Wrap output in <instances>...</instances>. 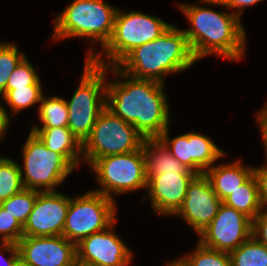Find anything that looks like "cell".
Listing matches in <instances>:
<instances>
[{"mask_svg": "<svg viewBox=\"0 0 267 266\" xmlns=\"http://www.w3.org/2000/svg\"><path fill=\"white\" fill-rule=\"evenodd\" d=\"M112 67L116 75L130 79L106 84V108L132 124L144 138H159L169 127L170 118L164 84L133 78Z\"/></svg>", "mask_w": 267, "mask_h": 266, "instance_id": "obj_1", "label": "cell"}, {"mask_svg": "<svg viewBox=\"0 0 267 266\" xmlns=\"http://www.w3.org/2000/svg\"><path fill=\"white\" fill-rule=\"evenodd\" d=\"M179 7L192 25L183 32L197 61L212 53L232 60L241 59L245 50V30L235 13L216 12L193 4Z\"/></svg>", "mask_w": 267, "mask_h": 266, "instance_id": "obj_2", "label": "cell"}, {"mask_svg": "<svg viewBox=\"0 0 267 266\" xmlns=\"http://www.w3.org/2000/svg\"><path fill=\"white\" fill-rule=\"evenodd\" d=\"M196 61L183 30L171 25L158 38L131 50L116 67L133 78L163 83L164 74L186 70Z\"/></svg>", "mask_w": 267, "mask_h": 266, "instance_id": "obj_3", "label": "cell"}, {"mask_svg": "<svg viewBox=\"0 0 267 266\" xmlns=\"http://www.w3.org/2000/svg\"><path fill=\"white\" fill-rule=\"evenodd\" d=\"M84 73L71 100H66L69 118L67 127L83 143L90 135L99 114L106 108L104 77L109 64L99 55L87 53ZM105 94V95H104Z\"/></svg>", "mask_w": 267, "mask_h": 266, "instance_id": "obj_4", "label": "cell"}, {"mask_svg": "<svg viewBox=\"0 0 267 266\" xmlns=\"http://www.w3.org/2000/svg\"><path fill=\"white\" fill-rule=\"evenodd\" d=\"M115 9L103 0H74L54 21L53 37H90L104 47L114 28Z\"/></svg>", "mask_w": 267, "mask_h": 266, "instance_id": "obj_5", "label": "cell"}, {"mask_svg": "<svg viewBox=\"0 0 267 266\" xmlns=\"http://www.w3.org/2000/svg\"><path fill=\"white\" fill-rule=\"evenodd\" d=\"M143 140L144 137L132 124L105 108L82 143V155L91 166L101 157L137 151L142 147Z\"/></svg>", "mask_w": 267, "mask_h": 266, "instance_id": "obj_6", "label": "cell"}, {"mask_svg": "<svg viewBox=\"0 0 267 266\" xmlns=\"http://www.w3.org/2000/svg\"><path fill=\"white\" fill-rule=\"evenodd\" d=\"M171 25L142 12L117 10L112 36L102 47L116 66L131 50L162 35Z\"/></svg>", "mask_w": 267, "mask_h": 266, "instance_id": "obj_7", "label": "cell"}, {"mask_svg": "<svg viewBox=\"0 0 267 266\" xmlns=\"http://www.w3.org/2000/svg\"><path fill=\"white\" fill-rule=\"evenodd\" d=\"M113 199L94 191L70 199L63 236L76 245L85 237L107 229L115 218Z\"/></svg>", "mask_w": 267, "mask_h": 266, "instance_id": "obj_8", "label": "cell"}, {"mask_svg": "<svg viewBox=\"0 0 267 266\" xmlns=\"http://www.w3.org/2000/svg\"><path fill=\"white\" fill-rule=\"evenodd\" d=\"M24 188L37 191H55L74 167L59 153L48 149L32 131L23 148ZM41 188H45L41 190Z\"/></svg>", "mask_w": 267, "mask_h": 266, "instance_id": "obj_9", "label": "cell"}, {"mask_svg": "<svg viewBox=\"0 0 267 266\" xmlns=\"http://www.w3.org/2000/svg\"><path fill=\"white\" fill-rule=\"evenodd\" d=\"M101 190H96L110 199L115 193H125L147 188L145 161L142 148L125 154L98 158L92 165Z\"/></svg>", "mask_w": 267, "mask_h": 266, "instance_id": "obj_10", "label": "cell"}, {"mask_svg": "<svg viewBox=\"0 0 267 266\" xmlns=\"http://www.w3.org/2000/svg\"><path fill=\"white\" fill-rule=\"evenodd\" d=\"M200 236L201 245L230 253L252 236V220L222 203L217 215Z\"/></svg>", "mask_w": 267, "mask_h": 266, "instance_id": "obj_11", "label": "cell"}, {"mask_svg": "<svg viewBox=\"0 0 267 266\" xmlns=\"http://www.w3.org/2000/svg\"><path fill=\"white\" fill-rule=\"evenodd\" d=\"M70 198L56 191H39L23 226V237L63 235Z\"/></svg>", "mask_w": 267, "mask_h": 266, "instance_id": "obj_12", "label": "cell"}, {"mask_svg": "<svg viewBox=\"0 0 267 266\" xmlns=\"http://www.w3.org/2000/svg\"><path fill=\"white\" fill-rule=\"evenodd\" d=\"M16 245L30 266H74L77 260L76 244L63 235L22 237Z\"/></svg>", "mask_w": 267, "mask_h": 266, "instance_id": "obj_13", "label": "cell"}, {"mask_svg": "<svg viewBox=\"0 0 267 266\" xmlns=\"http://www.w3.org/2000/svg\"><path fill=\"white\" fill-rule=\"evenodd\" d=\"M113 226L114 222L106 230L83 238L76 245L77 260L93 266H127L132 254L112 231Z\"/></svg>", "mask_w": 267, "mask_h": 266, "instance_id": "obj_14", "label": "cell"}, {"mask_svg": "<svg viewBox=\"0 0 267 266\" xmlns=\"http://www.w3.org/2000/svg\"><path fill=\"white\" fill-rule=\"evenodd\" d=\"M221 204L205 174L196 175L175 215H181L200 234L217 215Z\"/></svg>", "mask_w": 267, "mask_h": 266, "instance_id": "obj_15", "label": "cell"}, {"mask_svg": "<svg viewBox=\"0 0 267 266\" xmlns=\"http://www.w3.org/2000/svg\"><path fill=\"white\" fill-rule=\"evenodd\" d=\"M196 173L170 172L147 177L152 207L161 214H175L186 197L187 187Z\"/></svg>", "mask_w": 267, "mask_h": 266, "instance_id": "obj_16", "label": "cell"}, {"mask_svg": "<svg viewBox=\"0 0 267 266\" xmlns=\"http://www.w3.org/2000/svg\"><path fill=\"white\" fill-rule=\"evenodd\" d=\"M142 151L147 177H155L165 173H194L182 165L159 138H144Z\"/></svg>", "mask_w": 267, "mask_h": 266, "instance_id": "obj_17", "label": "cell"}, {"mask_svg": "<svg viewBox=\"0 0 267 266\" xmlns=\"http://www.w3.org/2000/svg\"><path fill=\"white\" fill-rule=\"evenodd\" d=\"M240 163V161H237L229 165H211L204 172L215 194L221 201L242 186L253 175L254 168L244 167Z\"/></svg>", "mask_w": 267, "mask_h": 266, "instance_id": "obj_18", "label": "cell"}, {"mask_svg": "<svg viewBox=\"0 0 267 266\" xmlns=\"http://www.w3.org/2000/svg\"><path fill=\"white\" fill-rule=\"evenodd\" d=\"M31 131L48 149L61 154L74 168L77 167L79 156L82 154V143L68 127L39 128L34 126Z\"/></svg>", "mask_w": 267, "mask_h": 266, "instance_id": "obj_19", "label": "cell"}, {"mask_svg": "<svg viewBox=\"0 0 267 266\" xmlns=\"http://www.w3.org/2000/svg\"><path fill=\"white\" fill-rule=\"evenodd\" d=\"M222 203L243 213L253 221L263 209L255 176L252 175L242 186L226 197Z\"/></svg>", "mask_w": 267, "mask_h": 266, "instance_id": "obj_20", "label": "cell"}, {"mask_svg": "<svg viewBox=\"0 0 267 266\" xmlns=\"http://www.w3.org/2000/svg\"><path fill=\"white\" fill-rule=\"evenodd\" d=\"M189 142L192 149V172L204 174L211 164L225 155L207 136L198 133H189Z\"/></svg>", "mask_w": 267, "mask_h": 266, "instance_id": "obj_21", "label": "cell"}, {"mask_svg": "<svg viewBox=\"0 0 267 266\" xmlns=\"http://www.w3.org/2000/svg\"><path fill=\"white\" fill-rule=\"evenodd\" d=\"M229 255L233 266H267V246L253 236Z\"/></svg>", "mask_w": 267, "mask_h": 266, "instance_id": "obj_22", "label": "cell"}, {"mask_svg": "<svg viewBox=\"0 0 267 266\" xmlns=\"http://www.w3.org/2000/svg\"><path fill=\"white\" fill-rule=\"evenodd\" d=\"M39 116L43 126L41 128H59L68 125V108L66 100L61 97H41Z\"/></svg>", "mask_w": 267, "mask_h": 266, "instance_id": "obj_23", "label": "cell"}, {"mask_svg": "<svg viewBox=\"0 0 267 266\" xmlns=\"http://www.w3.org/2000/svg\"><path fill=\"white\" fill-rule=\"evenodd\" d=\"M23 175L17 162L3 157L0 159V204L24 188Z\"/></svg>", "mask_w": 267, "mask_h": 266, "instance_id": "obj_24", "label": "cell"}, {"mask_svg": "<svg viewBox=\"0 0 267 266\" xmlns=\"http://www.w3.org/2000/svg\"><path fill=\"white\" fill-rule=\"evenodd\" d=\"M38 192L37 190L23 188L0 205L24 226L34 207Z\"/></svg>", "mask_w": 267, "mask_h": 266, "instance_id": "obj_25", "label": "cell"}, {"mask_svg": "<svg viewBox=\"0 0 267 266\" xmlns=\"http://www.w3.org/2000/svg\"><path fill=\"white\" fill-rule=\"evenodd\" d=\"M42 86H26L17 89H6L2 97L10 108L17 113L22 109L32 106L40 102L42 94Z\"/></svg>", "mask_w": 267, "mask_h": 266, "instance_id": "obj_26", "label": "cell"}, {"mask_svg": "<svg viewBox=\"0 0 267 266\" xmlns=\"http://www.w3.org/2000/svg\"><path fill=\"white\" fill-rule=\"evenodd\" d=\"M183 259L189 266H233L228 252L210 249L200 243L191 256Z\"/></svg>", "mask_w": 267, "mask_h": 266, "instance_id": "obj_27", "label": "cell"}, {"mask_svg": "<svg viewBox=\"0 0 267 266\" xmlns=\"http://www.w3.org/2000/svg\"><path fill=\"white\" fill-rule=\"evenodd\" d=\"M18 52L15 45L0 43V95L6 91L11 73L25 58L24 54Z\"/></svg>", "mask_w": 267, "mask_h": 266, "instance_id": "obj_28", "label": "cell"}, {"mask_svg": "<svg viewBox=\"0 0 267 266\" xmlns=\"http://www.w3.org/2000/svg\"><path fill=\"white\" fill-rule=\"evenodd\" d=\"M159 139L169 149V152L172 154V156H174L182 165L192 171V149L191 142H189V133L169 140L167 127Z\"/></svg>", "mask_w": 267, "mask_h": 266, "instance_id": "obj_29", "label": "cell"}, {"mask_svg": "<svg viewBox=\"0 0 267 266\" xmlns=\"http://www.w3.org/2000/svg\"><path fill=\"white\" fill-rule=\"evenodd\" d=\"M26 86H41L38 74L26 57L11 73L6 89H17Z\"/></svg>", "mask_w": 267, "mask_h": 266, "instance_id": "obj_30", "label": "cell"}, {"mask_svg": "<svg viewBox=\"0 0 267 266\" xmlns=\"http://www.w3.org/2000/svg\"><path fill=\"white\" fill-rule=\"evenodd\" d=\"M0 234L2 242L17 243L23 237V226L0 205Z\"/></svg>", "mask_w": 267, "mask_h": 266, "instance_id": "obj_31", "label": "cell"}, {"mask_svg": "<svg viewBox=\"0 0 267 266\" xmlns=\"http://www.w3.org/2000/svg\"><path fill=\"white\" fill-rule=\"evenodd\" d=\"M252 236L267 246V210L261 211L252 221Z\"/></svg>", "mask_w": 267, "mask_h": 266, "instance_id": "obj_32", "label": "cell"}, {"mask_svg": "<svg viewBox=\"0 0 267 266\" xmlns=\"http://www.w3.org/2000/svg\"><path fill=\"white\" fill-rule=\"evenodd\" d=\"M204 3H210V4H216V5H222L225 6L226 8H235L238 9L237 13L235 12V14L237 15V17L240 18L241 13L243 12L241 9H244L246 6H250L253 4H256L257 2H260L262 0H201Z\"/></svg>", "mask_w": 267, "mask_h": 266, "instance_id": "obj_33", "label": "cell"}, {"mask_svg": "<svg viewBox=\"0 0 267 266\" xmlns=\"http://www.w3.org/2000/svg\"><path fill=\"white\" fill-rule=\"evenodd\" d=\"M253 175L258 184L259 198L263 208L267 204V166L254 168Z\"/></svg>", "mask_w": 267, "mask_h": 266, "instance_id": "obj_34", "label": "cell"}, {"mask_svg": "<svg viewBox=\"0 0 267 266\" xmlns=\"http://www.w3.org/2000/svg\"><path fill=\"white\" fill-rule=\"evenodd\" d=\"M1 246H2V249L4 248L6 251L11 253L10 258L5 259V261H3L4 262V266H12L14 261L16 260V258L19 256L17 245L15 243H12V242H2L0 247ZM0 261H1V259H0Z\"/></svg>", "mask_w": 267, "mask_h": 266, "instance_id": "obj_35", "label": "cell"}, {"mask_svg": "<svg viewBox=\"0 0 267 266\" xmlns=\"http://www.w3.org/2000/svg\"><path fill=\"white\" fill-rule=\"evenodd\" d=\"M257 118L259 119V122H260L259 124L261 127L262 137L264 139L263 141H264L265 149L267 152V106L259 112Z\"/></svg>", "mask_w": 267, "mask_h": 266, "instance_id": "obj_36", "label": "cell"}, {"mask_svg": "<svg viewBox=\"0 0 267 266\" xmlns=\"http://www.w3.org/2000/svg\"><path fill=\"white\" fill-rule=\"evenodd\" d=\"M8 123H9V116L6 110L0 105V139L4 135Z\"/></svg>", "mask_w": 267, "mask_h": 266, "instance_id": "obj_37", "label": "cell"}, {"mask_svg": "<svg viewBox=\"0 0 267 266\" xmlns=\"http://www.w3.org/2000/svg\"><path fill=\"white\" fill-rule=\"evenodd\" d=\"M12 266H30L21 257H17Z\"/></svg>", "mask_w": 267, "mask_h": 266, "instance_id": "obj_38", "label": "cell"}, {"mask_svg": "<svg viewBox=\"0 0 267 266\" xmlns=\"http://www.w3.org/2000/svg\"><path fill=\"white\" fill-rule=\"evenodd\" d=\"M167 266H189V265L186 263V261L183 258H181L173 263H169V265Z\"/></svg>", "mask_w": 267, "mask_h": 266, "instance_id": "obj_39", "label": "cell"}, {"mask_svg": "<svg viewBox=\"0 0 267 266\" xmlns=\"http://www.w3.org/2000/svg\"><path fill=\"white\" fill-rule=\"evenodd\" d=\"M74 266H93V265L85 264V263H82V262L76 260Z\"/></svg>", "mask_w": 267, "mask_h": 266, "instance_id": "obj_40", "label": "cell"}]
</instances>
